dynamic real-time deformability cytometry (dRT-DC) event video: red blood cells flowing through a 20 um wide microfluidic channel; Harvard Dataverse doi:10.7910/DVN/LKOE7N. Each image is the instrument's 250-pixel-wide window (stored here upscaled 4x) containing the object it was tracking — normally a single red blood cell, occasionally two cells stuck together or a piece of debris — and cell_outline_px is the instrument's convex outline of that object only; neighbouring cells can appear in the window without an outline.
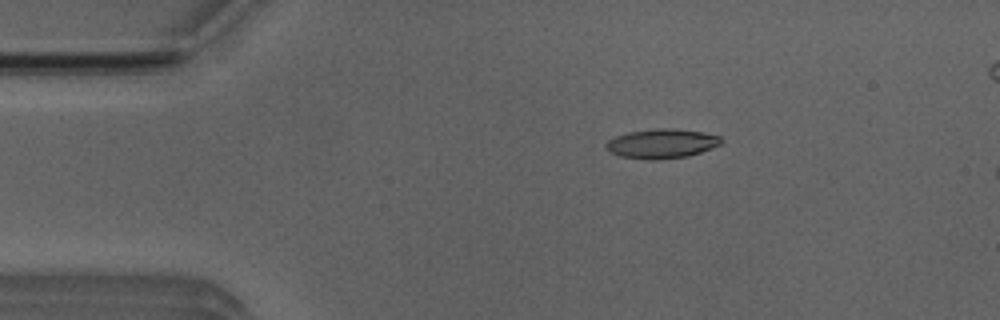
{"species": "Egyptian fruit bat (a non-hibernating species)", "species_latin": "Rousettus aegyptiacus", "temperature_condition": "room temperature", "stored_images_in_passage": 15, "camera_frame_rate_fps": 3000, "um_per_image_px": 0.085, "animal": {"sex": "male"}, "frame": {"image": 1, "passage_image": 9, "time_ms": 2.667, "image_size_px": [1000, 320], "cell_outline_px": [[724, 140], [720, 144], [700, 152], [688, 156], [656, 160], [648, 160], [620, 156], [608, 152], [604, 148], [604, 144], [608, 140], [616, 136], [628, 132], [656, 128], [672, 128], [704, 132], [720, 136]], "centroid_in_image_um": [56.21, 12.2], "position_along_channel_um": 28.8, "area_um2": 19.94}}